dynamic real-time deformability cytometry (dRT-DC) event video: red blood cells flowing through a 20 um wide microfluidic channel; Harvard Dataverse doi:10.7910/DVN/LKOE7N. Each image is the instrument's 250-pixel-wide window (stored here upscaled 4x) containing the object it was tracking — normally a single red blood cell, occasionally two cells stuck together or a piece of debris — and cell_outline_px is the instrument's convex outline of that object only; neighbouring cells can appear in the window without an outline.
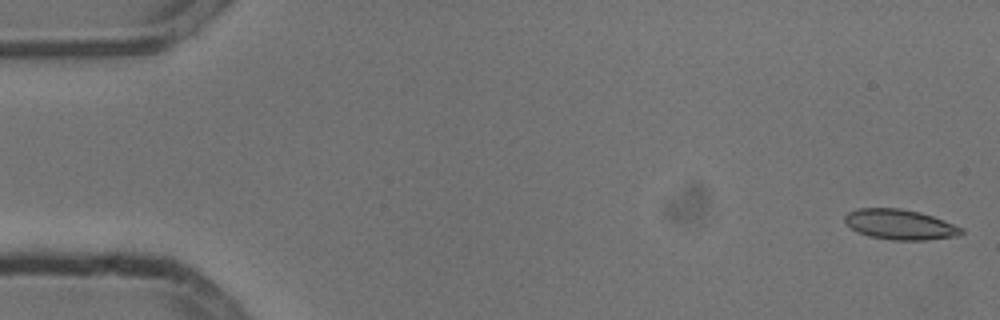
{"species": "common noctule bat (a hibernating species)", "species_latin": "Nyctalus noctula", "temperature_condition": "cold", "stored_images_in_passage": 11, "camera_frame_rate_fps": 3000, "um_per_image_px": 0.085, "animal": {"sex": "male", "body_mass_g": 13.3}, "frame": {"image": 1, "passage_image": 1, "time_ms": 0.0, "image_size_px": [1000, 320], "cell_outline_px": [[964, 232], [956, 236], [924, 240], [892, 240], [868, 236], [856, 232], [844, 220], [844, 216], [848, 212], [860, 208], [900, 208], [920, 212], [932, 216], [964, 228]], "centroid_in_image_um": [76.49, 19.08], "position_along_channel_um": 8.5, "area_um2": 20.46}}